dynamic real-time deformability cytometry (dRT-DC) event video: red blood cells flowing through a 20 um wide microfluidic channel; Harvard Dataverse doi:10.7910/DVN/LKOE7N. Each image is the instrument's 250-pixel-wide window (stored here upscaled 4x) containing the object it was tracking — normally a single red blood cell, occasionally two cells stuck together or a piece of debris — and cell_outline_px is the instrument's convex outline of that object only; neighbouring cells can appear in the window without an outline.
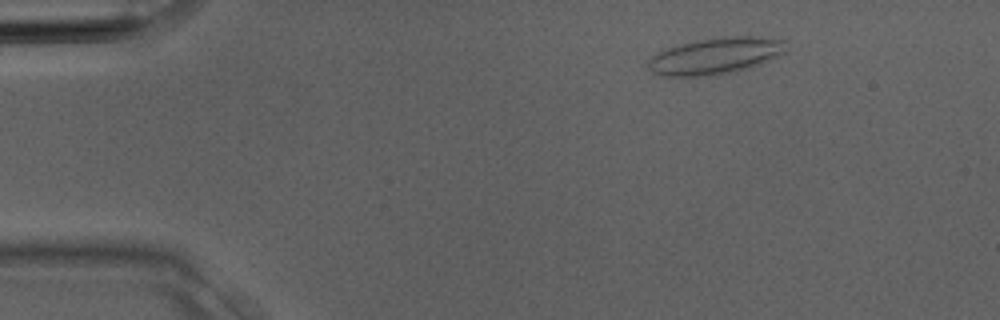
{"species": "Egyptian fruit bat (a non-hibernating species)", "species_latin": "Rousettus aegyptiacus", "temperature_condition": "room temperature", "stored_images_in_passage": 3, "camera_frame_rate_fps": 3000, "um_per_image_px": 0.085, "animal": {"sex": "male"}, "frame": {"image": 1, "passage_image": 3, "time_ms": 0.667, "image_size_px": [1000, 320], "cell_outline_px": [[788, 48], [784, 52], [760, 64], [748, 68], [724, 72], [696, 76], [660, 76], [652, 72], [648, 68], [648, 60], [652, 56], [664, 48], [700, 40], [736, 36], [760, 36], [784, 40]], "centroid_in_image_um": [60.8, 4.74], "position_along_channel_um": 24.2, "area_um2": 28.78}}